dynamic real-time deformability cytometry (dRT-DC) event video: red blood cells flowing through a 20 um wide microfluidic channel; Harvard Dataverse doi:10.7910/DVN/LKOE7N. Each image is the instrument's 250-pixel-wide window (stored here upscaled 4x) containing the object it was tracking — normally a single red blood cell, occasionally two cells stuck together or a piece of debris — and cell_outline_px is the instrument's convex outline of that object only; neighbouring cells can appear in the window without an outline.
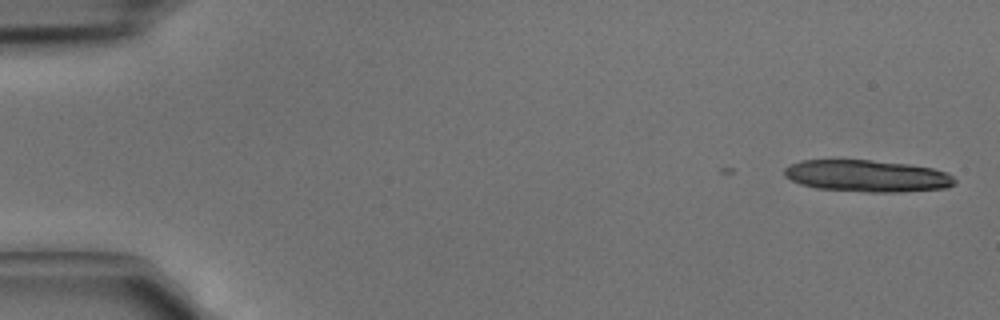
{"species": "common noctule bat (a hibernating species)", "species_latin": "Nyctalus noctula", "temperature_condition": "cold", "stored_images_in_passage": 4, "camera_frame_rate_fps": 3000, "um_per_image_px": 0.085, "animal": {"sex": "male", "body_mass_g": 15.6}, "frame": {"image": 1, "passage_image": 1, "time_ms": 0.0, "image_size_px": [1000, 320], "cell_outline_px": [[956, 184], [948, 188], [900, 192], [868, 192], [816, 188], [800, 184], [784, 176], [784, 168], [800, 160], [872, 160], [908, 164], [932, 168], [948, 172], [956, 180]], "centroid_in_image_um": [73.74, 14.96], "position_along_channel_um": 11.3, "area_um2": 31.79}}